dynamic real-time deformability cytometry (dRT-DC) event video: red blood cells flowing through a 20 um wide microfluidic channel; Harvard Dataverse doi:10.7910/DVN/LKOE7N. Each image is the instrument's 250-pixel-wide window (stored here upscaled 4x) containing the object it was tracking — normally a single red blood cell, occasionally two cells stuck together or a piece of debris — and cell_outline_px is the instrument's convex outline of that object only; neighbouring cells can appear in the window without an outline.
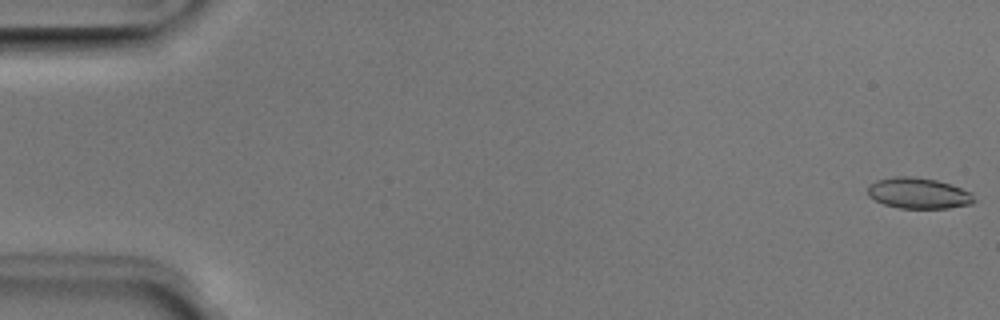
{"species": "Egyptian fruit bat (a non-hibernating species)", "species_latin": "Rousettus aegyptiacus", "temperature_condition": "room temperature", "stored_images_in_passage": 26, "camera_frame_rate_fps": 3000, "um_per_image_px": 0.085, "animal": {"sex": "male"}, "frame": {"image": 1, "passage_image": 1, "time_ms": 0.0, "image_size_px": [1000, 320], "cell_outline_px": [[976, 200], [972, 204], [948, 208], [900, 208], [884, 204], [868, 196], [868, 184], [876, 180], [896, 176], [908, 176], [936, 180], [972, 192]], "centroid_in_image_um": [78.07, 16.43], "position_along_channel_um": 6.9, "area_um2": 19.07}}
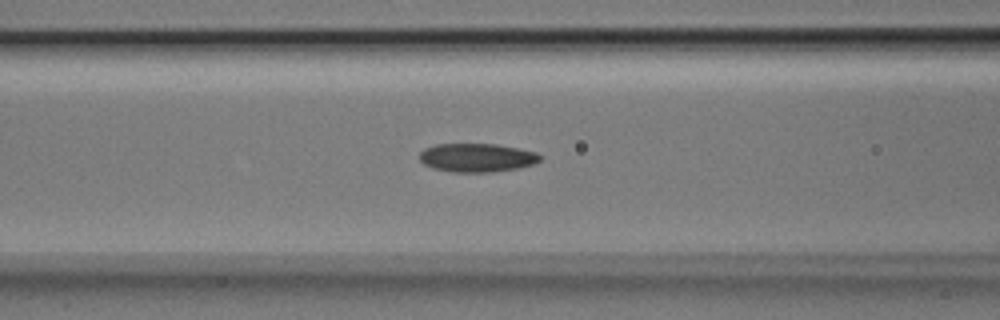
{"frame": {"image": 2, "passage_image": 21, "time_ms": 6.667, "image_size_px": [1000, 320], "cell_outline_px": [[544, 156], [540, 160], [532, 164], [520, 168], [492, 172], [452, 172], [432, 168], [424, 164], [420, 160], [420, 152], [424, 148], [436, 144], [496, 144], [520, 148], [536, 152]], "centroid_in_image_um": [40.56, 13.4], "position_along_channel_um": 126.0, "area_um2": 20.29}}
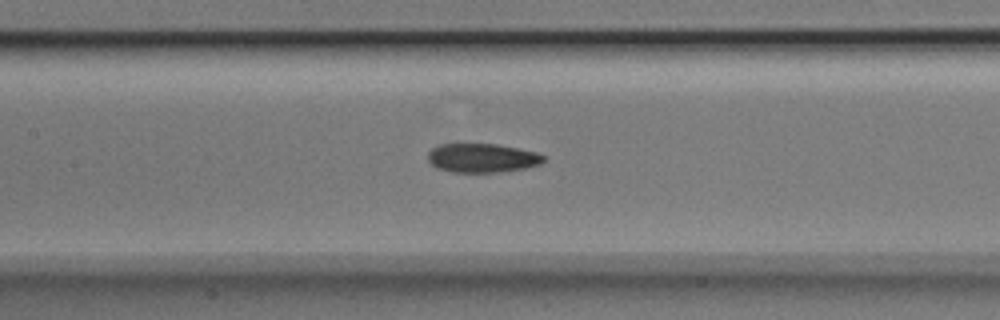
{"frame": {"image": 3, "passage_image": 24, "time_ms": 7.667, "image_size_px": [1000, 320], "cell_outline_px": [[544, 160], [540, 164], [524, 168], [496, 172], [452, 172], [436, 168], [428, 160], [428, 152], [432, 148], [440, 144], [496, 144], [536, 152], [544, 156]], "centroid_in_image_um": [40.95, 13.43], "position_along_channel_um": 166.5, "area_um2": 19.36}}